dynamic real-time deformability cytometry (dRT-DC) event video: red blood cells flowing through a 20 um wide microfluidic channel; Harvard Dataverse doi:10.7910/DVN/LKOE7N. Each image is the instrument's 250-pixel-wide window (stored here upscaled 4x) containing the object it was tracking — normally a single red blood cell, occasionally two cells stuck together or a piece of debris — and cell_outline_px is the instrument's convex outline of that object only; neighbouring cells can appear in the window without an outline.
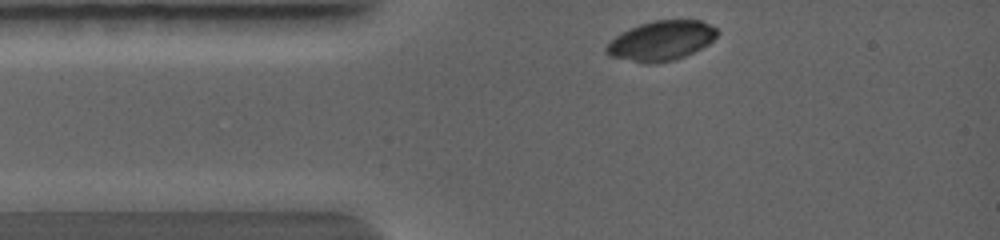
{"species": "common noctule bat (a hibernating species)", "species_latin": "Nyctalus noctula", "temperature_condition": "warm", "stored_images_in_passage": 3, "camera_frame_rate_fps": 5000, "um_per_image_px": 0.085, "animal": {"sex": "female", "body_mass_g": 19.0, "forearm_length_mm": 56.7}, "frame": {"image": 1, "passage_image": 1, "time_ms": 0.0, "image_size_px": [1000, 240], "cell_outline_px": [[720, 32], [708, 44], [684, 56], [672, 60], [656, 64], [644, 64], [608, 56], [604, 52], [604, 48], [620, 32], [640, 24], [656, 20], [700, 20], [716, 28]], "centroid_in_image_um": [56.16, 3.47], "position_along_channel_um": 28.8, "area_um2": 25.66}}